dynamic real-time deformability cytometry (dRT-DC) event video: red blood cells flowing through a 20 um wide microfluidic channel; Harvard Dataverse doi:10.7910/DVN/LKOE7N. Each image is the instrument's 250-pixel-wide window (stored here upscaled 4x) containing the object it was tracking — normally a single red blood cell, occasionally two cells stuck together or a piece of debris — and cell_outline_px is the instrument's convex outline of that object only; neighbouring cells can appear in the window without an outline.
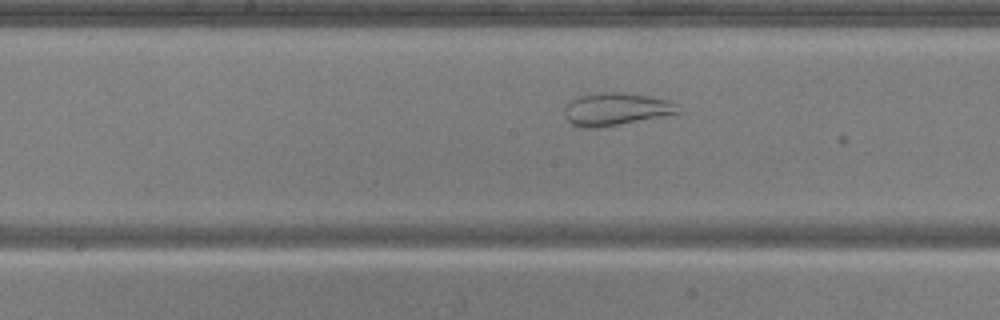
{"species": "common noctule bat (a hibernating species)", "species_latin": "Nyctalus noctula", "temperature_condition": "warm", "stored_images_in_passage": 19, "camera_frame_rate_fps": 3000, "um_per_image_px": 0.085, "animal": {"sex": "male", "body_mass_g": 20.5, "forearm_length_mm": 52.5}, "frame": {"image": 1, "passage_image": 18, "time_ms": 5.667, "image_size_px": [1000, 320], "cell_outline_px": [[680, 112], [600, 128], [580, 128], [572, 124], [564, 116], [564, 108], [576, 96], [600, 92], [624, 92], [648, 96], [668, 100], [676, 104]], "centroid_in_image_um": [52.28, 9.27], "position_along_channel_um": 195.9, "area_um2": 21.5}}